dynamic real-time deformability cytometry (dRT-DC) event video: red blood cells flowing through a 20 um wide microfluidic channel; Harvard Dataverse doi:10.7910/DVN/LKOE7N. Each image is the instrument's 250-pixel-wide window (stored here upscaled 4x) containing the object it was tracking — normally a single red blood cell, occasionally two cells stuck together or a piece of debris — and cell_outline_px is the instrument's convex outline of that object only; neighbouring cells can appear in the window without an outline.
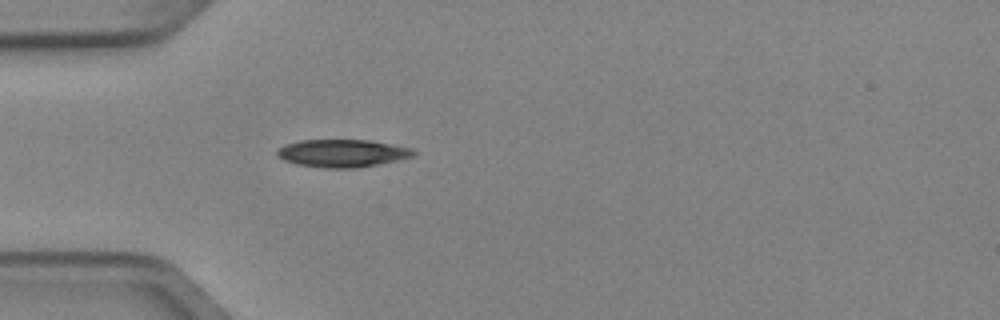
{"species": "Egyptian fruit bat (a non-hibernating species)", "species_latin": "Rousettus aegyptiacus", "temperature_condition": "cold", "stored_images_in_passage": 3, "camera_frame_rate_fps": 3000, "um_per_image_px": 0.085, "animal": {"sex": "female"}, "frame": {"image": 1, "passage_image": 3, "time_ms": 0.667, "image_size_px": [1000, 320], "cell_outline_px": [[416, 152], [412, 156], [376, 164], [356, 168], [324, 168], [300, 164], [284, 160], [276, 156], [276, 152], [284, 144], [300, 140], [368, 140], [412, 148]], "centroid_in_image_um": [29.05, 13.01], "position_along_channel_um": 56.0, "area_um2": 21.68}}